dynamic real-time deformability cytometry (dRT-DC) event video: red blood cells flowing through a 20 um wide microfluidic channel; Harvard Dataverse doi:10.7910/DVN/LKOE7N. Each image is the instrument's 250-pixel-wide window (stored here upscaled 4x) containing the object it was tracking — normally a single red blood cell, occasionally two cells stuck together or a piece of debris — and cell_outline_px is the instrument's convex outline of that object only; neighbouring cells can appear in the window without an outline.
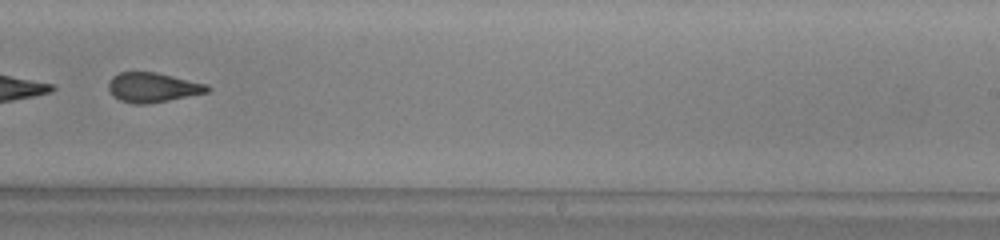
{"species": "common noctule bat (a hibernating species)", "species_latin": "Nyctalus noctula", "temperature_condition": "warm", "stored_images_in_passage": 50, "segment_of_instrument_passage": [2, 2], "camera_frame_rate_fps": 3000, "um_per_image_px": 0.085, "animal": {"sex": "male", "body_mass_g": 13.0, "forearm_length_mm": 53.1}, "frame": {"image": 1, "passage_image": 32, "time_ms": 10.333, "image_size_px": [1000, 240], "cell_outline_px": [[212, 88], [208, 92], [148, 104], [132, 104], [120, 100], [112, 96], [108, 88], [108, 84], [112, 76], [120, 72], [156, 72], [208, 84]], "centroid_in_image_um": [12.97, 7.43], "position_along_channel_um": 276.0, "area_um2": 17.17}}
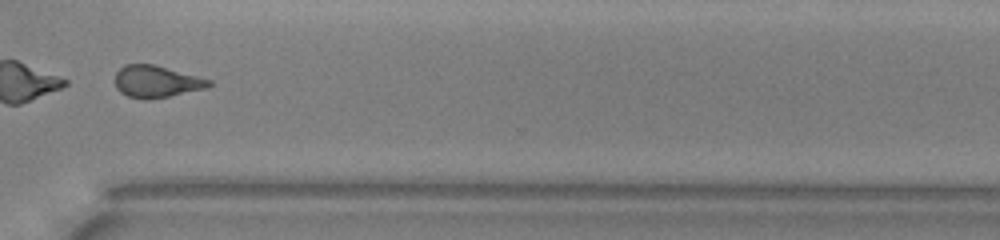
{"frame": {"image": 2, "passage_image": 38, "time_ms": 12.333, "image_size_px": [1000, 240], "cell_outline_px": [[212, 84], [208, 88], [148, 100], [144, 100], [128, 96], [120, 92], [116, 88], [116, 72], [124, 64], [152, 64], [212, 80]], "centroid_in_image_um": [13.29, 6.94], "position_along_channel_um": 357.3, "area_um2": 17.4}}